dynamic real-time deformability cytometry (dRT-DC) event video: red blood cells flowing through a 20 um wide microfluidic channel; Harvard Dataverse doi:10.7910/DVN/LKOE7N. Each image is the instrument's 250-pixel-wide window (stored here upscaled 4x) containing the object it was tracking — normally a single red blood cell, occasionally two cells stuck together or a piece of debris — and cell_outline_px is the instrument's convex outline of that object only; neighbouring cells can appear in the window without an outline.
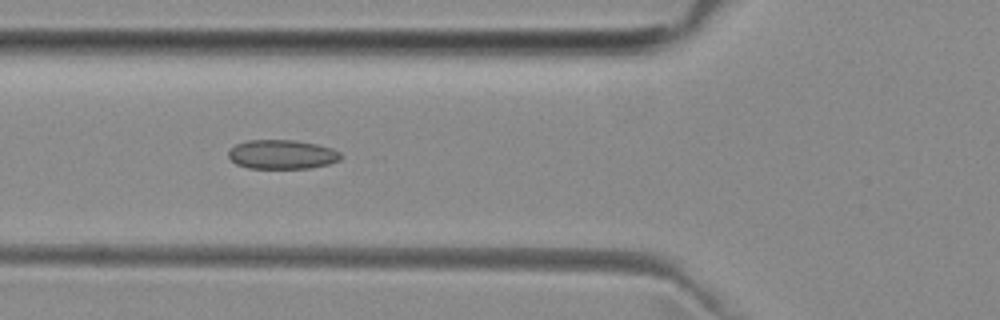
{"species": "common noctule bat (a hibernating species)", "species_latin": "Nyctalus noctula", "temperature_condition": "room temperature", "stored_images_in_passage": 8, "camera_frame_rate_fps": 3000, "um_per_image_px": 0.085, "animal": {"sex": "female", "body_mass_g": 29.2, "forearm_length_mm": 56.3}, "frame": {"image": 1, "passage_image": 6, "time_ms": 5.667, "image_size_px": [1000, 320], "cell_outline_px": [[344, 156], [340, 160], [328, 164], [308, 168], [248, 168], [236, 164], [228, 156], [228, 152], [236, 144], [248, 140], [296, 140], [316, 144], [332, 148], [340, 152]], "centroid_in_image_um": [24.0, 13.12], "position_along_channel_um": 101.8, "area_um2": 19.13}}
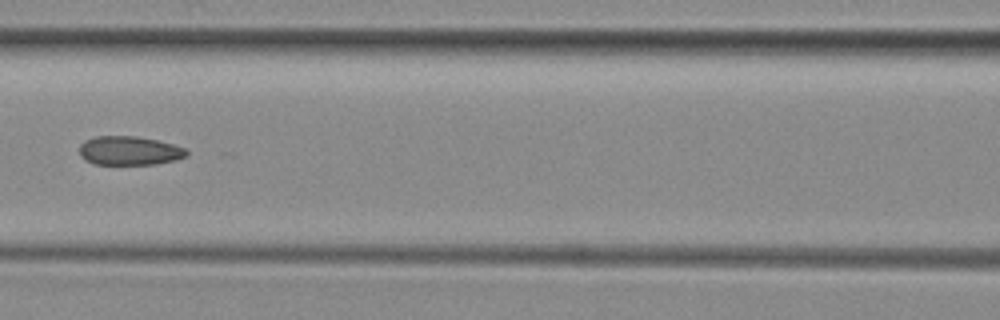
{"frame": {"image": 2, "passage_image": 7, "time_ms": 7.0, "image_size_px": [1000, 320], "cell_outline_px": [[188, 156], [176, 160], [156, 164], [92, 164], [84, 160], [80, 156], [80, 144], [84, 140], [96, 136], [136, 136], [156, 140], [188, 148]], "centroid_in_image_um": [11.0, 12.81], "position_along_channel_um": 155.6, "area_um2": 18.26}}
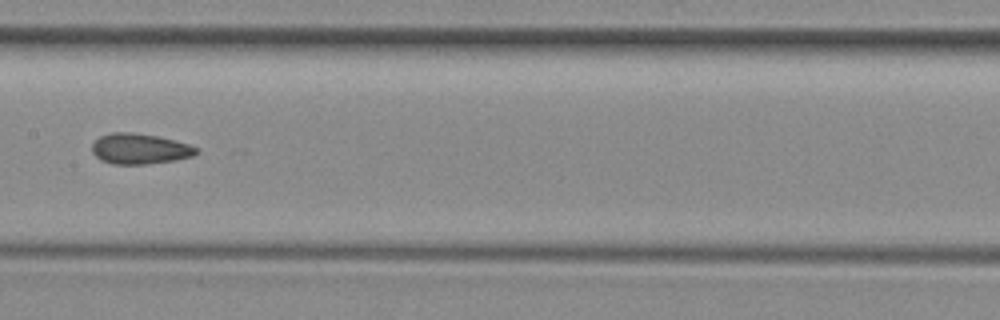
{"frame": {"image": 3, "passage_image": 8, "time_ms": 8.0, "image_size_px": [1000, 320], "cell_outline_px": [[196, 152], [192, 156], [176, 160], [144, 164], [112, 164], [100, 160], [92, 152], [92, 144], [100, 136], [112, 132], [132, 132], [156, 136], [176, 140], [188, 144], [196, 148]], "centroid_in_image_um": [11.84, 12.65], "position_along_channel_um": 195.6, "area_um2": 18.44}}